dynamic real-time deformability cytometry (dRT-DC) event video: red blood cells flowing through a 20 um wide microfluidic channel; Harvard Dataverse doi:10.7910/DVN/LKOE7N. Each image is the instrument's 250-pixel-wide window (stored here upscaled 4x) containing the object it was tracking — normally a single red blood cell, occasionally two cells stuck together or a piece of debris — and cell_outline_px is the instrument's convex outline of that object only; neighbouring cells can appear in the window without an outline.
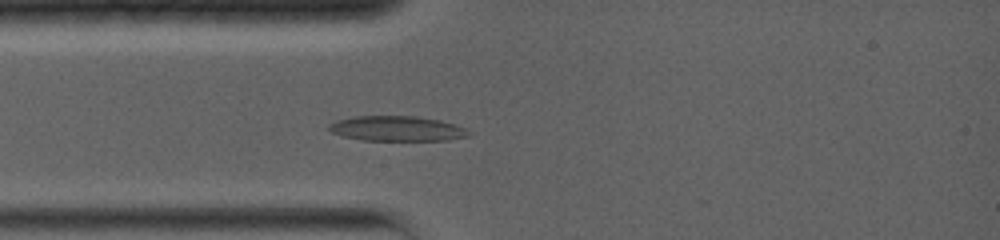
{"species": "common noctule bat (a hibernating species)", "species_latin": "Nyctalus noctula", "temperature_condition": "warm", "stored_images_in_passage": 42, "camera_frame_rate_fps": 5000, "um_per_image_px": 0.085, "animal": {"sex": "female", "body_mass_g": 19.0, "forearm_length_mm": 56.7}, "frame": {"image": 1, "passage_image": 10, "time_ms": 2.8, "image_size_px": [1000, 240], "cell_outline_px": [[468, 136], [444, 140], [360, 140], [344, 136], [332, 132], [328, 128], [328, 124], [336, 120], [356, 116], [416, 116], [440, 120], [464, 128], [468, 132]], "centroid_in_image_um": [33.67, 10.92], "position_along_channel_um": 51.3, "area_um2": 20.11}}
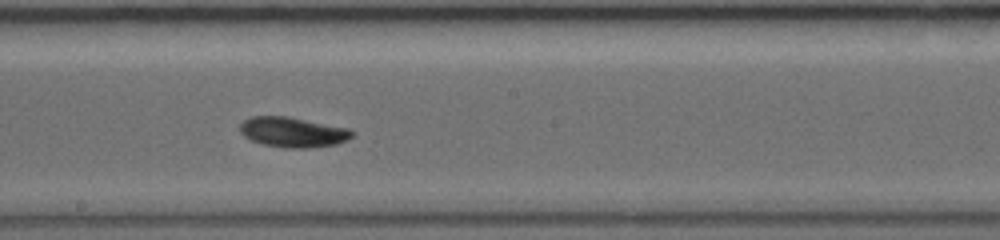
{"frame": {"image": 2, "passage_image": 24, "time_ms": 7.2, "image_size_px": [1000, 240], "cell_outline_px": [[352, 136], [348, 140], [336, 144], [308, 148], [288, 148], [264, 144], [252, 140], [244, 136], [240, 132], [240, 124], [244, 120], [252, 116], [288, 116], [348, 128], [352, 132]], "centroid_in_image_um": [24.88, 11.23], "position_along_channel_um": 223.3, "area_um2": 19.54}}
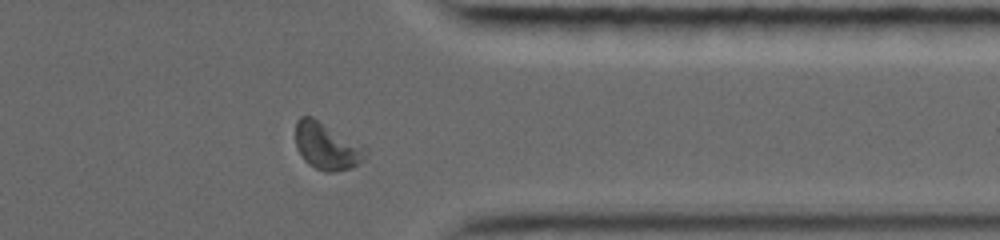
{"frame": {"image": 3, "passage_image": 37, "time_ms": 11.4, "image_size_px": [1000, 240], "cell_outline_px": [[368, 152], [364, 160], [360, 164], [352, 168], [332, 172], [324, 172], [308, 164], [304, 160], [296, 148], [296, 120], [300, 116], [312, 116], [364, 144], [368, 148]], "centroid_in_image_um": [27.83, 12.42], "position_along_channel_um": 383.6, "area_um2": 19.77}, "authors_computed_cell_mechanics": {"area_um2": 19.1318, "velocity_mm_per_s": 3.9121, "shape_relaxation_time_tau1_ms": 8.3151, "shape_relaxation_time_tau2_ms": null, "deformation_change_tau1": 0.2385, "deformation_change_tau2": null}}